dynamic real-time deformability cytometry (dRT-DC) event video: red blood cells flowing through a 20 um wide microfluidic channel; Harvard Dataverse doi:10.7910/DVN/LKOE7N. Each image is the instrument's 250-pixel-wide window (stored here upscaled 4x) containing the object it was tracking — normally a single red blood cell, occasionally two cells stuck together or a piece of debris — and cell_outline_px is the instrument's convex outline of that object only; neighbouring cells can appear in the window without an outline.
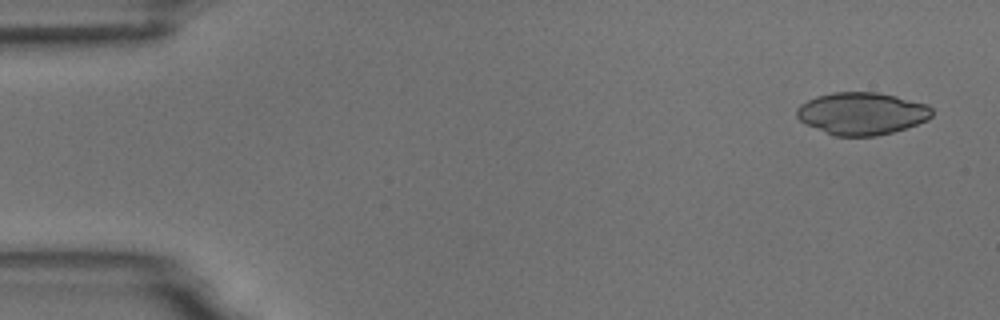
{"species": "common noctule bat (a hibernating species)", "species_latin": "Nyctalus noctula", "temperature_condition": "room temperature", "stored_images_in_passage": 5, "camera_frame_rate_fps": 3000, "um_per_image_px": 0.085, "animal": {"sex": "male", "body_mass_g": 18.8}, "frame": {"image": 1, "passage_image": 1, "time_ms": 0.0, "image_size_px": [1000, 320], "cell_outline_px": [[932, 116], [928, 120], [892, 132], [876, 136], [836, 136], [808, 124], [800, 120], [796, 116], [796, 108], [800, 104], [816, 96], [832, 92], [876, 92], [896, 96], [928, 104], [932, 108]], "centroid_in_image_um": [73.27, 9.63], "position_along_channel_um": 11.7, "area_um2": 33.23}}